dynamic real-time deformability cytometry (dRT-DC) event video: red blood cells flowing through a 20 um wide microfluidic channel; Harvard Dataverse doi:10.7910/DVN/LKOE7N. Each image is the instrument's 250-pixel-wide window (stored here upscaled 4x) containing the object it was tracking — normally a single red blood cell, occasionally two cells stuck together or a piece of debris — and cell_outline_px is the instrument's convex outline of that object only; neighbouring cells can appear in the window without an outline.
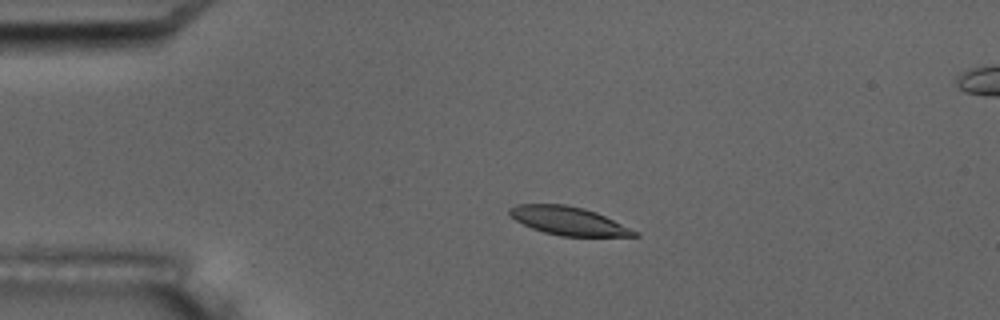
{"species": "common noctule bat (a hibernating species)", "species_latin": "Nyctalus noctula", "temperature_condition": "room temperature", "stored_images_in_passage": 5, "camera_frame_rate_fps": 3000, "um_per_image_px": 0.085, "animal": {"sex": "male", "body_mass_g": 17.5, "forearm_length_mm": 52.3}, "frame": {"image": 1, "passage_image": 4, "time_ms": 3.667, "image_size_px": [1000, 320], "cell_outline_px": [[640, 236], [560, 236], [544, 232], [532, 228], [516, 220], [508, 212], [508, 208], [516, 204], [564, 204], [584, 208], [596, 212], [640, 232]], "centroid_in_image_um": [48.34, 18.77], "position_along_channel_um": 36.7, "area_um2": 20.58}}